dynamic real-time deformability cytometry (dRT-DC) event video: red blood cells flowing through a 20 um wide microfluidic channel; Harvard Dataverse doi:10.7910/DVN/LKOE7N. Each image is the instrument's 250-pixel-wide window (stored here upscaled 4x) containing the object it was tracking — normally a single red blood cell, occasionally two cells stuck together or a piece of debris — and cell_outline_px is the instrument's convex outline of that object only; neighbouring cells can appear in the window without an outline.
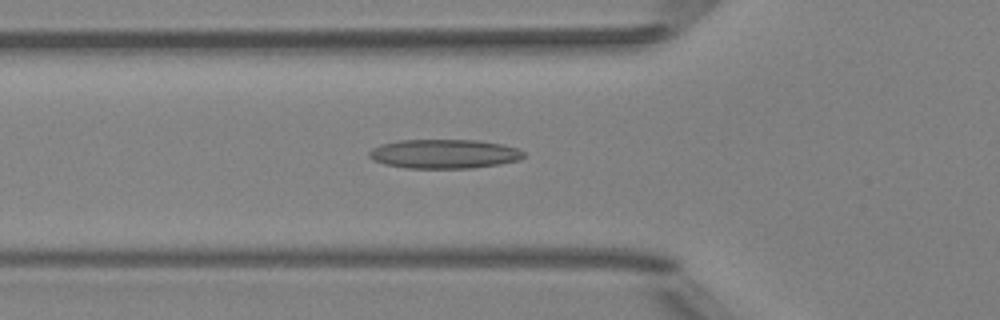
{"species": "Egyptian fruit bat (a non-hibernating species)", "species_latin": "Rousettus aegyptiacus", "temperature_condition": "room temperature", "stored_images_in_passage": 35, "camera_frame_rate_fps": 3000, "um_per_image_px": 0.085, "animal": {"sex": "female"}, "frame": {"image": 1, "passage_image": 2, "time_ms": 0.333, "image_size_px": [1000, 320], "cell_outline_px": [[524, 156], [520, 160], [500, 164], [472, 168], [408, 168], [384, 164], [372, 160], [368, 156], [368, 152], [372, 148], [380, 144], [400, 140], [480, 140], [520, 148], [524, 152]], "centroid_in_image_um": [37.75, 13.08], "position_along_channel_um": 88.0, "area_um2": 26.47}}
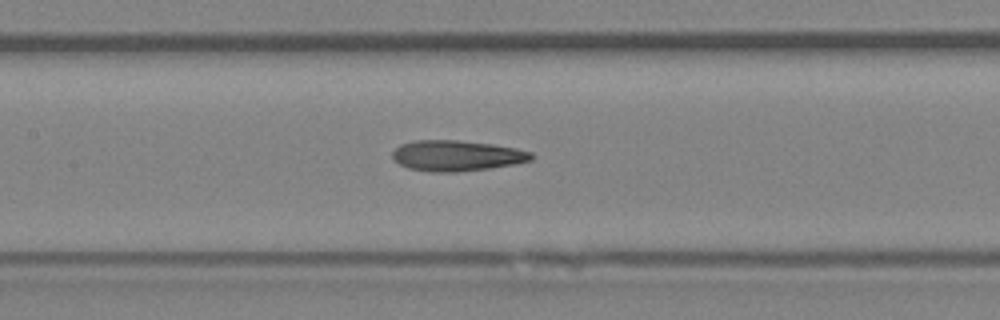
{"frame": {"image": 2, "passage_image": 8, "time_ms": 2.333, "image_size_px": [1000, 320], "cell_outline_px": [[536, 156], [532, 160], [512, 164], [488, 168], [456, 172], [436, 172], [408, 168], [400, 164], [392, 156], [392, 152], [400, 144], [416, 140], [456, 140], [492, 144], [516, 148], [532, 152]], "centroid_in_image_um": [38.84, 13.22], "position_along_channel_um": 168.6, "area_um2": 24.68}}
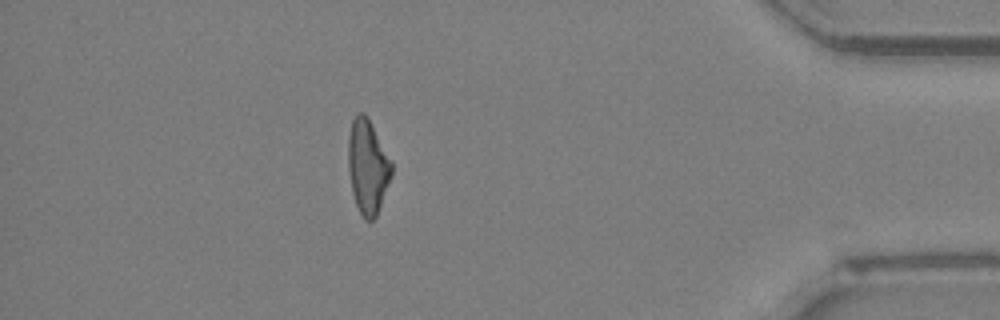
{"frame": {"image": 3, "passage_image": 29, "time_ms": 9.333, "image_size_px": [1000, 320], "cell_outline_px": [[392, 176], [376, 216], [372, 220], [364, 220], [356, 204], [352, 192], [348, 168], [348, 136], [352, 120], [360, 112], [364, 112], [368, 116], [392, 160]], "centroid_in_image_um": [31.26, 14.13], "position_along_channel_um": 403.9, "area_um2": 23.99}}